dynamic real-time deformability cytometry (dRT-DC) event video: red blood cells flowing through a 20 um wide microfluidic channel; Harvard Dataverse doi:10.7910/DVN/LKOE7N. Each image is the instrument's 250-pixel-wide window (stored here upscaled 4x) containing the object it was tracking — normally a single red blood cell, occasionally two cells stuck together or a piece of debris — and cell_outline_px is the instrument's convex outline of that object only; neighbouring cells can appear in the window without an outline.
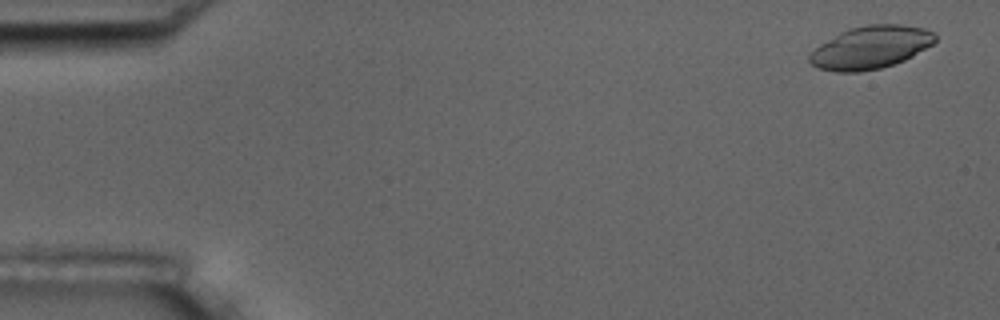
{"species": "common noctule bat (a hibernating species)", "species_latin": "Nyctalus noctula", "temperature_condition": "room temperature", "stored_images_in_passage": 5, "camera_frame_rate_fps": 3000, "um_per_image_px": 0.085, "animal": {"sex": "male", "body_mass_g": 17.5, "forearm_length_mm": 52.3}, "frame": {"image": 1, "passage_image": 1, "time_ms": 0.0, "image_size_px": [1000, 320], "cell_outline_px": [[936, 40], [932, 44], [912, 56], [904, 60], [880, 68], [860, 72], [836, 72], [816, 68], [808, 60], [808, 56], [820, 44], [840, 32], [852, 28], [868, 24], [900, 24], [924, 28], [932, 32], [936, 36]], "centroid_in_image_um": [73.98, 4.03], "position_along_channel_um": 11.0, "area_um2": 31.1}}